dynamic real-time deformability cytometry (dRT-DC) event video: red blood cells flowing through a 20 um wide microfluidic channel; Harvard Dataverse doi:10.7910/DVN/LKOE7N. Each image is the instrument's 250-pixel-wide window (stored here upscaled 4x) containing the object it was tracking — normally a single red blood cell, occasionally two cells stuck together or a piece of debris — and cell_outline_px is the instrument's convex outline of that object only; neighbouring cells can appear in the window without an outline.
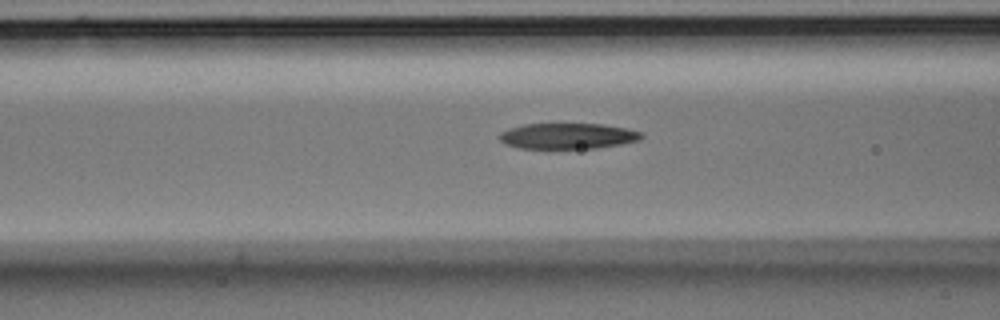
{"species": "Egyptian fruit bat (a non-hibernating species)", "species_latin": "Rousettus aegyptiacus", "temperature_condition": "room temperature", "stored_images_in_passage": 10, "camera_frame_rate_fps": 3000, "um_per_image_px": 0.085, "animal": {"sex": "male"}, "frame": {"image": 1, "passage_image": 5, "time_ms": 1.333, "image_size_px": [1000, 320], "cell_outline_px": [[644, 136], [640, 140], [620, 144], [596, 148], [548, 152], [520, 148], [504, 144], [496, 136], [500, 132], [508, 128], [524, 124], [600, 124], [624, 128], [644, 132]], "centroid_in_image_um": [48.17, 11.61], "position_along_channel_um": 118.4, "area_um2": 22.48}}
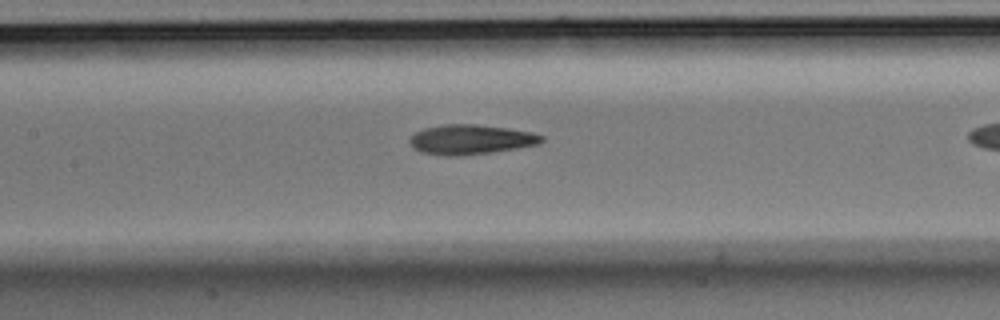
{"frame": {"image": 2, "passage_image": 9, "time_ms": 2.667, "image_size_px": [1000, 320], "cell_outline_px": [[544, 140], [540, 144], [492, 152], [460, 156], [444, 156], [420, 152], [412, 148], [408, 140], [416, 132], [424, 128], [444, 124], [476, 124], [508, 128], [528, 132], [544, 136]], "centroid_in_image_um": [39.98, 11.86], "position_along_channel_um": 167.4, "area_um2": 22.95}}